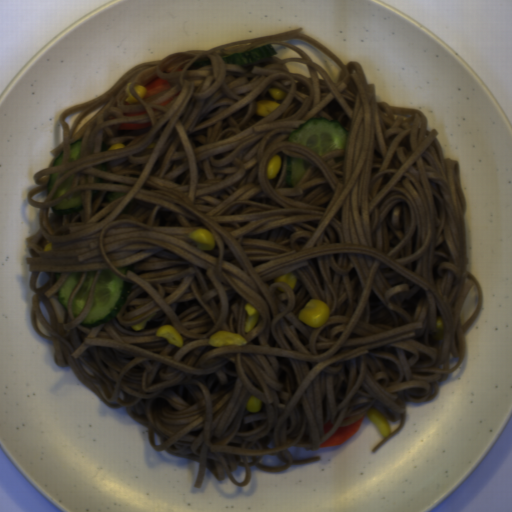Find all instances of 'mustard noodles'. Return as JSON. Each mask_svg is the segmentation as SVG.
Wrapping results in <instances>:
<instances>
[{
    "instance_id": "obj_1",
    "label": "mustard noodles",
    "mask_w": 512,
    "mask_h": 512,
    "mask_svg": "<svg viewBox=\"0 0 512 512\" xmlns=\"http://www.w3.org/2000/svg\"><path fill=\"white\" fill-rule=\"evenodd\" d=\"M293 38L336 61L339 81L286 42ZM268 43L302 58L281 60L277 52L245 66L222 59ZM206 58L211 64L187 70ZM288 61L306 64L311 77L290 73ZM155 78L170 89L145 99L135 94L133 86ZM129 82L134 104L124 101ZM271 87L286 98L257 116L256 102L271 98ZM79 110L69 130L64 119ZM142 111L147 114L124 116ZM309 117L348 129L344 150L320 157L288 142ZM58 119L63 142L49 152L48 168L33 175L37 187L27 196L39 217L36 233L26 238L33 328L52 342L58 367H71L107 406L124 407L146 428L153 449L198 462L194 488L206 469L218 482L227 476L244 487L251 466L279 474L320 461L295 460L288 448L317 451L369 409L401 419L376 453L403 429L406 403L435 399L440 383L461 366L466 332L484 298L468 271L458 161L445 157L440 132L428 131L423 111L377 101L359 62L345 63L302 27L141 62ZM146 122V129L118 130ZM78 139L80 158L68 163ZM114 143L125 148L108 151ZM62 150L63 165L53 167ZM275 155L282 165L270 180L266 166ZM288 156L310 164L289 188ZM106 162V171L97 168ZM53 172L58 177L49 196L33 202L35 193H47ZM73 173L71 188L50 202ZM93 190L101 192L92 199ZM75 192L82 210L54 214L51 207ZM107 192L127 193L103 202ZM198 228L214 234L213 250L202 252L187 237ZM50 242L52 250L43 251ZM128 265L127 274L118 271ZM105 269L131 283L129 296L113 320L85 328L79 324ZM41 271L48 280L36 288ZM80 271L66 311L56 291ZM92 271L89 297L75 319L73 296ZM292 272L293 290L275 282ZM476 284L477 308L463 326L460 308ZM310 299L329 307L318 328L298 317ZM247 303L260 320L245 334ZM155 312L143 329H131ZM440 316L443 331L435 327ZM164 324L184 338L181 348L155 337ZM221 330L242 335L246 345L214 348L208 340ZM252 395L261 399L259 412L246 409ZM329 420L334 425L324 435ZM267 454L284 467L260 465ZM240 465L242 483L231 475Z\"/></svg>"
}]
</instances>
